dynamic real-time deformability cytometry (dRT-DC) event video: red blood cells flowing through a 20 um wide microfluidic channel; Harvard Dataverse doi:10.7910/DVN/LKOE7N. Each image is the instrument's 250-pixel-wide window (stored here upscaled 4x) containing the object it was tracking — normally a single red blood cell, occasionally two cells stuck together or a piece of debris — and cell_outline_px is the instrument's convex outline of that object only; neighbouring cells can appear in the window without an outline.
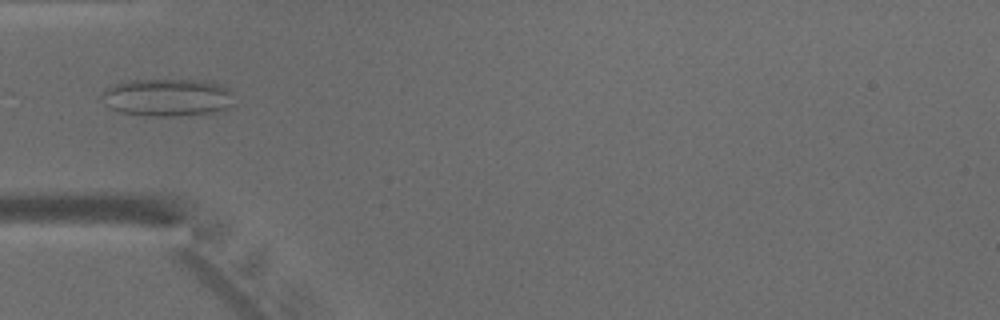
{"species": "common noctule bat (a hibernating species)", "species_latin": "Nyctalus noctula", "temperature_condition": "warm", "stored_images_in_passage": 3, "camera_frame_rate_fps": 3000, "um_per_image_px": 0.085, "animal": {"sex": "male", "body_mass_g": 15.6}, "frame": {"image": 1, "passage_image": 3, "time_ms": 2.0, "image_size_px": [1000, 320], "cell_outline_px": [[236, 108], [216, 112], [180, 116], [148, 116], [120, 112], [112, 108], [100, 96], [112, 84], [132, 80], [192, 80], [216, 84], [228, 88], [232, 92], [236, 104]], "centroid_in_image_um": [14.32, 8.3], "position_along_channel_um": 70.7, "area_um2": 29.19}}